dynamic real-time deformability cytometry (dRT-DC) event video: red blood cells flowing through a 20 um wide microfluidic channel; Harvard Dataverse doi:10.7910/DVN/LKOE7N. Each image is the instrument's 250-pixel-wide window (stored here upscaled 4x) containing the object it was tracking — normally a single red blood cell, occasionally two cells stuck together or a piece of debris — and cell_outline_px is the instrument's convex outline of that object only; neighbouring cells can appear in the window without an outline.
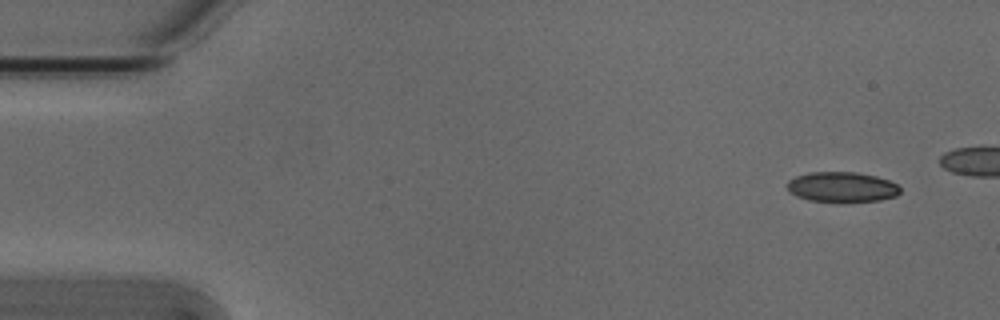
{"species": "Egyptian fruit bat (a non-hibernating species)", "species_latin": "Rousettus aegyptiacus", "temperature_condition": "cold", "stored_images_in_passage": 6, "camera_frame_rate_fps": 3000, "um_per_image_px": 0.085, "animal": {"sex": "male"}, "frame": {"image": 1, "passage_image": 1, "time_ms": 0.0, "image_size_px": [1000, 320], "cell_outline_px": [[900, 192], [896, 196], [880, 200], [840, 204], [836, 204], [808, 200], [796, 196], [788, 192], [784, 184], [788, 180], [796, 176], [808, 172], [856, 172], [876, 176], [888, 180], [896, 184], [900, 188]], "centroid_in_image_um": [71.5, 15.93], "position_along_channel_um": 13.5, "area_um2": 20.69}}